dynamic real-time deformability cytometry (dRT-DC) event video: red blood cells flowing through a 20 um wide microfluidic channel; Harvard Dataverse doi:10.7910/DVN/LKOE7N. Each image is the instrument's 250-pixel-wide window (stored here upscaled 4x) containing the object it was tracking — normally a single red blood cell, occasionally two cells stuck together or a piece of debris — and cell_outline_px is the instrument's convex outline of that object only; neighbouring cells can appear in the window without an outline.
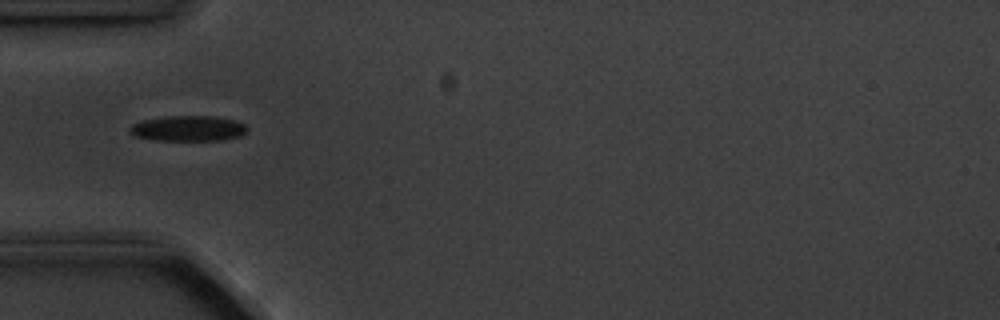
{"species": "common noctule bat (a hibernating species)", "species_latin": "Nyctalus noctula", "temperature_condition": "cold", "stored_images_in_passage": 6, "segment_of_instrument_passage": [2, 2], "camera_frame_rate_fps": 3000, "um_per_image_px": 0.085, "animal": {"sex": "male", "body_mass_g": 20.1, "forearm_length_mm": 53.5}, "frame": {"image": 1, "passage_image": 5, "time_ms": 5.333, "image_size_px": [1000, 320], "cell_outline_px": [[248, 128], [240, 136], [224, 140], [156, 140], [132, 136], [128, 132], [128, 128], [132, 124], [144, 120], [168, 116], [216, 116], [232, 120], [244, 124]], "centroid_in_image_um": [15.95, 10.92], "position_along_channel_um": 69.1, "area_um2": 17.4}}
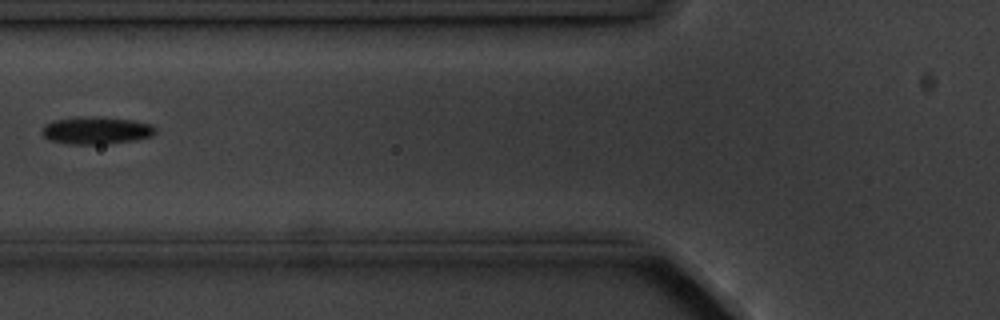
{"frame": {"image": 2, "passage_image": 6, "time_ms": 6.667, "image_size_px": [1000, 320], "cell_outline_px": [[156, 132], [152, 136], [136, 140], [108, 144], [68, 144], [48, 140], [40, 132], [44, 124], [52, 120], [132, 120], [152, 124], [156, 128]], "centroid_in_image_um": [8.2, 11.16], "position_along_channel_um": 117.6, "area_um2": 17.17}}